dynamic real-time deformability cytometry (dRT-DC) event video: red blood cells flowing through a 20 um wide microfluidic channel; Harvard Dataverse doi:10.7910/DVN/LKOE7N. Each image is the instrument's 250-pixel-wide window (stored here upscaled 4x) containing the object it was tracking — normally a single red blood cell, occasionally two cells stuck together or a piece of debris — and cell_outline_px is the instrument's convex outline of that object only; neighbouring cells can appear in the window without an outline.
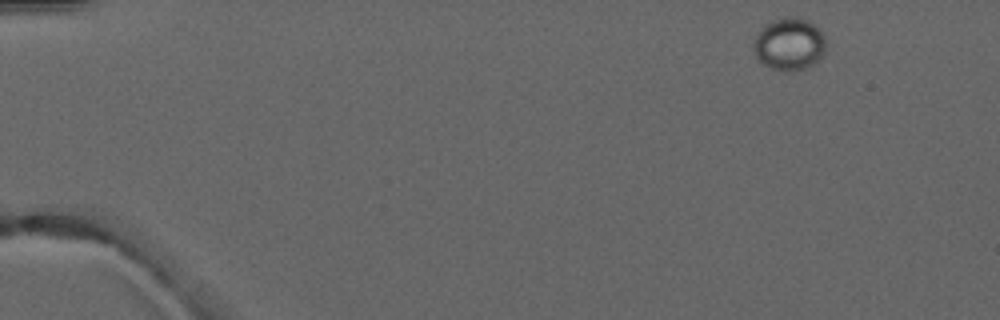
{"species": "common noctule bat (a hibernating species)", "species_latin": "Nyctalus noctula", "temperature_condition": "warm", "stored_images_in_passage": 3, "camera_frame_rate_fps": 3000, "um_per_image_px": 0.085, "animal": {"sex": "male", "forearm_length_mm": 52.5}, "frame": {"image": 1, "passage_image": 1, "time_ms": 0.0, "image_size_px": [1000, 320], "cell_outline_px": [[824, 52], [820, 60], [816, 64], [804, 68], [788, 72], [784, 72], [768, 68], [756, 56], [752, 44], [760, 28], [772, 20], [788, 16], [792, 16], [808, 20], [820, 28], [824, 32]], "centroid_in_image_um": [67.09, 3.75], "position_along_channel_um": 17.9, "area_um2": 22.48}}
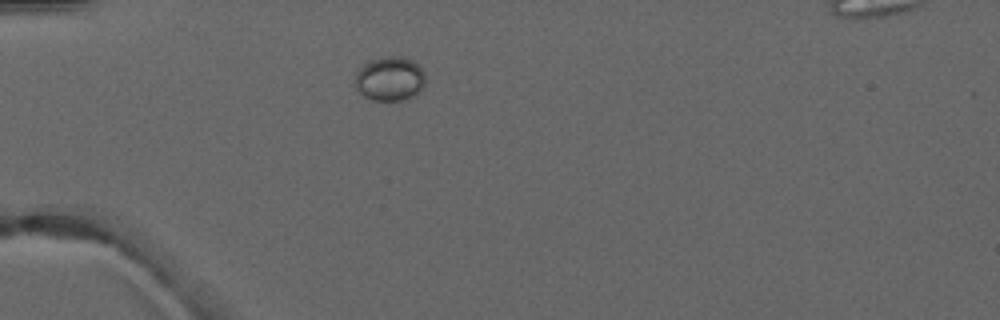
{"frame": {"image": 2, "passage_image": 3, "time_ms": 3.333, "image_size_px": [1000, 320], "cell_outline_px": [[424, 88], [416, 96], [404, 100], [372, 100], [364, 96], [356, 88], [356, 72], [364, 64], [372, 60], [384, 56], [400, 56], [412, 60], [424, 72]], "centroid_in_image_um": [33.16, 6.71], "position_along_channel_um": 51.8, "area_um2": 18.15}}